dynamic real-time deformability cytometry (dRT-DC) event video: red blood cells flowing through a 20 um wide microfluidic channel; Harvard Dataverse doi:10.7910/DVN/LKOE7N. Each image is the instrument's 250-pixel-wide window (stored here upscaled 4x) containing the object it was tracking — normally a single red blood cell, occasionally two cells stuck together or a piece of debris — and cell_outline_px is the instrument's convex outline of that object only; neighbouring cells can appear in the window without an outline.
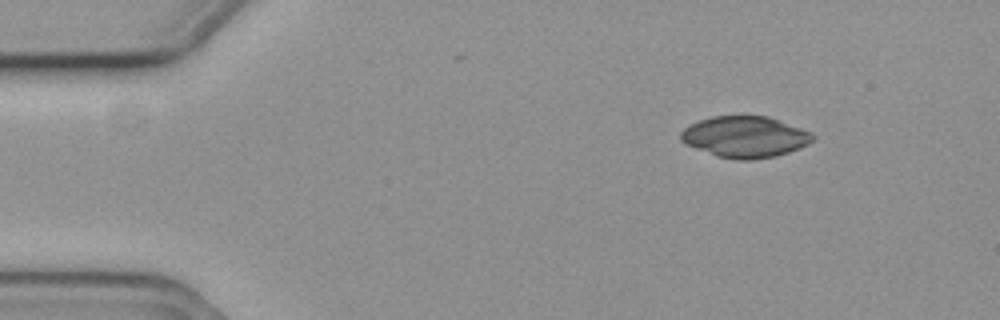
{"species": "common noctule bat (a hibernating species)", "species_latin": "Nyctalus noctula", "temperature_condition": "cold", "stored_images_in_passage": 49, "segment_of_instrument_passage": [1, 2], "camera_frame_rate_fps": 3000, "um_per_image_px": 0.085, "animal": {"sex": "female", "body_mass_g": 19.3, "forearm_length_mm": 54.1}, "frame": {"image": 1, "passage_image": 1, "time_ms": 0.0, "image_size_px": [1000, 320], "cell_outline_px": [[816, 136], [808, 144], [800, 148], [776, 156], [752, 160], [736, 160], [716, 156], [684, 144], [680, 140], [680, 132], [684, 128], [700, 120], [712, 116], [768, 116], [812, 132]], "centroid_in_image_um": [63.32, 11.64], "position_along_channel_um": 21.7, "area_um2": 31.85}}